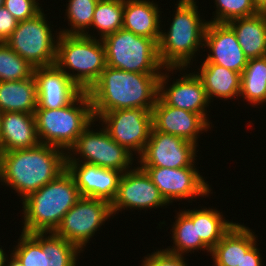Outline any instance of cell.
I'll use <instances>...</instances> for the list:
<instances>
[{
	"mask_svg": "<svg viewBox=\"0 0 266 266\" xmlns=\"http://www.w3.org/2000/svg\"><path fill=\"white\" fill-rule=\"evenodd\" d=\"M160 74L130 72L106 65L97 82L87 91L94 119L118 109L152 111L159 94Z\"/></svg>",
	"mask_w": 266,
	"mask_h": 266,
	"instance_id": "1",
	"label": "cell"
},
{
	"mask_svg": "<svg viewBox=\"0 0 266 266\" xmlns=\"http://www.w3.org/2000/svg\"><path fill=\"white\" fill-rule=\"evenodd\" d=\"M66 158L64 150L42 143L29 149L0 152V182L15 190L23 201L63 173Z\"/></svg>",
	"mask_w": 266,
	"mask_h": 266,
	"instance_id": "2",
	"label": "cell"
},
{
	"mask_svg": "<svg viewBox=\"0 0 266 266\" xmlns=\"http://www.w3.org/2000/svg\"><path fill=\"white\" fill-rule=\"evenodd\" d=\"M175 6L169 30H161L159 59L165 68H190L196 53L204 49L208 21L201 19L196 0H178Z\"/></svg>",
	"mask_w": 266,
	"mask_h": 266,
	"instance_id": "3",
	"label": "cell"
},
{
	"mask_svg": "<svg viewBox=\"0 0 266 266\" xmlns=\"http://www.w3.org/2000/svg\"><path fill=\"white\" fill-rule=\"evenodd\" d=\"M80 197L75 180L66 169L22 201V232H54Z\"/></svg>",
	"mask_w": 266,
	"mask_h": 266,
	"instance_id": "4",
	"label": "cell"
},
{
	"mask_svg": "<svg viewBox=\"0 0 266 266\" xmlns=\"http://www.w3.org/2000/svg\"><path fill=\"white\" fill-rule=\"evenodd\" d=\"M34 116L39 142L66 153L94 120L90 96L85 91L63 108H36Z\"/></svg>",
	"mask_w": 266,
	"mask_h": 266,
	"instance_id": "5",
	"label": "cell"
},
{
	"mask_svg": "<svg viewBox=\"0 0 266 266\" xmlns=\"http://www.w3.org/2000/svg\"><path fill=\"white\" fill-rule=\"evenodd\" d=\"M93 35L60 33L57 41L55 65L85 92L97 82L106 67L102 40Z\"/></svg>",
	"mask_w": 266,
	"mask_h": 266,
	"instance_id": "6",
	"label": "cell"
},
{
	"mask_svg": "<svg viewBox=\"0 0 266 266\" xmlns=\"http://www.w3.org/2000/svg\"><path fill=\"white\" fill-rule=\"evenodd\" d=\"M101 40L109 67L137 73H162L165 68L154 39L121 28Z\"/></svg>",
	"mask_w": 266,
	"mask_h": 266,
	"instance_id": "7",
	"label": "cell"
},
{
	"mask_svg": "<svg viewBox=\"0 0 266 266\" xmlns=\"http://www.w3.org/2000/svg\"><path fill=\"white\" fill-rule=\"evenodd\" d=\"M96 121L94 119L77 137L75 144L66 153V162H85L122 173L131 170L136 161L134 155L114 141L104 127L93 131L91 126Z\"/></svg>",
	"mask_w": 266,
	"mask_h": 266,
	"instance_id": "8",
	"label": "cell"
},
{
	"mask_svg": "<svg viewBox=\"0 0 266 266\" xmlns=\"http://www.w3.org/2000/svg\"><path fill=\"white\" fill-rule=\"evenodd\" d=\"M45 15L42 10L35 17L18 22L5 42L34 68L53 66L56 62L60 32L54 33V36L53 27L49 25Z\"/></svg>",
	"mask_w": 266,
	"mask_h": 266,
	"instance_id": "9",
	"label": "cell"
},
{
	"mask_svg": "<svg viewBox=\"0 0 266 266\" xmlns=\"http://www.w3.org/2000/svg\"><path fill=\"white\" fill-rule=\"evenodd\" d=\"M113 216L111 204L103 199L81 196L54 231L83 253L90 238Z\"/></svg>",
	"mask_w": 266,
	"mask_h": 266,
	"instance_id": "10",
	"label": "cell"
},
{
	"mask_svg": "<svg viewBox=\"0 0 266 266\" xmlns=\"http://www.w3.org/2000/svg\"><path fill=\"white\" fill-rule=\"evenodd\" d=\"M109 136L133 155L140 156L153 127L152 111L145 108L118 109L105 112L97 119ZM104 125V126H103Z\"/></svg>",
	"mask_w": 266,
	"mask_h": 266,
	"instance_id": "11",
	"label": "cell"
},
{
	"mask_svg": "<svg viewBox=\"0 0 266 266\" xmlns=\"http://www.w3.org/2000/svg\"><path fill=\"white\" fill-rule=\"evenodd\" d=\"M196 166L182 168L140 167L157 186L168 204L181 200L195 199L197 196H209L212 189Z\"/></svg>",
	"mask_w": 266,
	"mask_h": 266,
	"instance_id": "12",
	"label": "cell"
},
{
	"mask_svg": "<svg viewBox=\"0 0 266 266\" xmlns=\"http://www.w3.org/2000/svg\"><path fill=\"white\" fill-rule=\"evenodd\" d=\"M198 145L179 136L156 131L153 127L142 154L139 167L182 168L195 166Z\"/></svg>",
	"mask_w": 266,
	"mask_h": 266,
	"instance_id": "13",
	"label": "cell"
},
{
	"mask_svg": "<svg viewBox=\"0 0 266 266\" xmlns=\"http://www.w3.org/2000/svg\"><path fill=\"white\" fill-rule=\"evenodd\" d=\"M174 70L180 71L182 76L169 85L168 80L171 76L169 73L172 72L171 74H173ZM183 70L184 72L185 70L189 71L187 68H164L165 72L163 71L159 78L158 96L167 105L200 114L211 124L212 122H209V114H207V108L210 105V101L207 97L202 81L195 72L187 74L186 72L183 73Z\"/></svg>",
	"mask_w": 266,
	"mask_h": 266,
	"instance_id": "14",
	"label": "cell"
},
{
	"mask_svg": "<svg viewBox=\"0 0 266 266\" xmlns=\"http://www.w3.org/2000/svg\"><path fill=\"white\" fill-rule=\"evenodd\" d=\"M169 206L151 181L147 173L139 166L122 173L118 184V191L111 203L113 216L122 209H152Z\"/></svg>",
	"mask_w": 266,
	"mask_h": 266,
	"instance_id": "15",
	"label": "cell"
},
{
	"mask_svg": "<svg viewBox=\"0 0 266 266\" xmlns=\"http://www.w3.org/2000/svg\"><path fill=\"white\" fill-rule=\"evenodd\" d=\"M208 48L203 62H210L242 73L248 58L240 47L236 34L227 23L208 22L204 35V48ZM212 53V54H211Z\"/></svg>",
	"mask_w": 266,
	"mask_h": 266,
	"instance_id": "16",
	"label": "cell"
},
{
	"mask_svg": "<svg viewBox=\"0 0 266 266\" xmlns=\"http://www.w3.org/2000/svg\"><path fill=\"white\" fill-rule=\"evenodd\" d=\"M152 124L156 131L179 136L196 145L199 135L211 130L210 123L200 114L167 105L159 96L152 109Z\"/></svg>",
	"mask_w": 266,
	"mask_h": 266,
	"instance_id": "17",
	"label": "cell"
},
{
	"mask_svg": "<svg viewBox=\"0 0 266 266\" xmlns=\"http://www.w3.org/2000/svg\"><path fill=\"white\" fill-rule=\"evenodd\" d=\"M66 169L74 178L80 196L112 203L122 172L85 162H66Z\"/></svg>",
	"mask_w": 266,
	"mask_h": 266,
	"instance_id": "18",
	"label": "cell"
},
{
	"mask_svg": "<svg viewBox=\"0 0 266 266\" xmlns=\"http://www.w3.org/2000/svg\"><path fill=\"white\" fill-rule=\"evenodd\" d=\"M37 108L58 109L69 105L82 90L56 65L34 68Z\"/></svg>",
	"mask_w": 266,
	"mask_h": 266,
	"instance_id": "19",
	"label": "cell"
},
{
	"mask_svg": "<svg viewBox=\"0 0 266 266\" xmlns=\"http://www.w3.org/2000/svg\"><path fill=\"white\" fill-rule=\"evenodd\" d=\"M39 143L34 114L25 112L2 113L0 152L29 149Z\"/></svg>",
	"mask_w": 266,
	"mask_h": 266,
	"instance_id": "20",
	"label": "cell"
},
{
	"mask_svg": "<svg viewBox=\"0 0 266 266\" xmlns=\"http://www.w3.org/2000/svg\"><path fill=\"white\" fill-rule=\"evenodd\" d=\"M160 14V7L154 1L124 0L122 28L135 35L154 39L158 43L163 28L160 27Z\"/></svg>",
	"mask_w": 266,
	"mask_h": 266,
	"instance_id": "21",
	"label": "cell"
},
{
	"mask_svg": "<svg viewBox=\"0 0 266 266\" xmlns=\"http://www.w3.org/2000/svg\"><path fill=\"white\" fill-rule=\"evenodd\" d=\"M255 243L257 235L249 227L235 223L221 240L211 249L212 266H238Z\"/></svg>",
	"mask_w": 266,
	"mask_h": 266,
	"instance_id": "22",
	"label": "cell"
},
{
	"mask_svg": "<svg viewBox=\"0 0 266 266\" xmlns=\"http://www.w3.org/2000/svg\"><path fill=\"white\" fill-rule=\"evenodd\" d=\"M197 69L196 75L202 81L210 103L213 97L221 100L240 97V73L210 62H202Z\"/></svg>",
	"mask_w": 266,
	"mask_h": 266,
	"instance_id": "23",
	"label": "cell"
},
{
	"mask_svg": "<svg viewBox=\"0 0 266 266\" xmlns=\"http://www.w3.org/2000/svg\"><path fill=\"white\" fill-rule=\"evenodd\" d=\"M227 24L248 59L266 56V13L237 18Z\"/></svg>",
	"mask_w": 266,
	"mask_h": 266,
	"instance_id": "24",
	"label": "cell"
},
{
	"mask_svg": "<svg viewBox=\"0 0 266 266\" xmlns=\"http://www.w3.org/2000/svg\"><path fill=\"white\" fill-rule=\"evenodd\" d=\"M38 105L37 84L34 75L25 80L0 82V112L34 114Z\"/></svg>",
	"mask_w": 266,
	"mask_h": 266,
	"instance_id": "25",
	"label": "cell"
},
{
	"mask_svg": "<svg viewBox=\"0 0 266 266\" xmlns=\"http://www.w3.org/2000/svg\"><path fill=\"white\" fill-rule=\"evenodd\" d=\"M192 221L196 223L197 239H201L212 249L221 238L235 224L226 220L223 213L210 207L201 209H185L183 211Z\"/></svg>",
	"mask_w": 266,
	"mask_h": 266,
	"instance_id": "26",
	"label": "cell"
},
{
	"mask_svg": "<svg viewBox=\"0 0 266 266\" xmlns=\"http://www.w3.org/2000/svg\"><path fill=\"white\" fill-rule=\"evenodd\" d=\"M240 96L252 107L266 102V56L248 59L241 73Z\"/></svg>",
	"mask_w": 266,
	"mask_h": 266,
	"instance_id": "27",
	"label": "cell"
},
{
	"mask_svg": "<svg viewBox=\"0 0 266 266\" xmlns=\"http://www.w3.org/2000/svg\"><path fill=\"white\" fill-rule=\"evenodd\" d=\"M172 224L173 247L164 249L165 251L175 255H186V253H194V250H202L211 253V249L201 240L197 239L196 223L180 210ZM171 247V248H170ZM185 253V254H184Z\"/></svg>",
	"mask_w": 266,
	"mask_h": 266,
	"instance_id": "28",
	"label": "cell"
},
{
	"mask_svg": "<svg viewBox=\"0 0 266 266\" xmlns=\"http://www.w3.org/2000/svg\"><path fill=\"white\" fill-rule=\"evenodd\" d=\"M41 247L46 252V266H76L82 252L54 232H41Z\"/></svg>",
	"mask_w": 266,
	"mask_h": 266,
	"instance_id": "29",
	"label": "cell"
},
{
	"mask_svg": "<svg viewBox=\"0 0 266 266\" xmlns=\"http://www.w3.org/2000/svg\"><path fill=\"white\" fill-rule=\"evenodd\" d=\"M124 0H99L91 23L99 38L115 33L123 26Z\"/></svg>",
	"mask_w": 266,
	"mask_h": 266,
	"instance_id": "30",
	"label": "cell"
},
{
	"mask_svg": "<svg viewBox=\"0 0 266 266\" xmlns=\"http://www.w3.org/2000/svg\"><path fill=\"white\" fill-rule=\"evenodd\" d=\"M99 0H69L66 7L70 29H60L61 34L88 36L94 16V10ZM88 29V31H87Z\"/></svg>",
	"mask_w": 266,
	"mask_h": 266,
	"instance_id": "31",
	"label": "cell"
},
{
	"mask_svg": "<svg viewBox=\"0 0 266 266\" xmlns=\"http://www.w3.org/2000/svg\"><path fill=\"white\" fill-rule=\"evenodd\" d=\"M34 75V67L5 42H0V82L25 80Z\"/></svg>",
	"mask_w": 266,
	"mask_h": 266,
	"instance_id": "32",
	"label": "cell"
},
{
	"mask_svg": "<svg viewBox=\"0 0 266 266\" xmlns=\"http://www.w3.org/2000/svg\"><path fill=\"white\" fill-rule=\"evenodd\" d=\"M12 254L23 266H46V252L41 247V232H21Z\"/></svg>",
	"mask_w": 266,
	"mask_h": 266,
	"instance_id": "33",
	"label": "cell"
},
{
	"mask_svg": "<svg viewBox=\"0 0 266 266\" xmlns=\"http://www.w3.org/2000/svg\"><path fill=\"white\" fill-rule=\"evenodd\" d=\"M216 11L208 22L228 23L237 18L257 14L252 0H214ZM216 14V15H215Z\"/></svg>",
	"mask_w": 266,
	"mask_h": 266,
	"instance_id": "34",
	"label": "cell"
},
{
	"mask_svg": "<svg viewBox=\"0 0 266 266\" xmlns=\"http://www.w3.org/2000/svg\"><path fill=\"white\" fill-rule=\"evenodd\" d=\"M39 0H4V7L18 21H24L35 17L43 8L39 6Z\"/></svg>",
	"mask_w": 266,
	"mask_h": 266,
	"instance_id": "35",
	"label": "cell"
},
{
	"mask_svg": "<svg viewBox=\"0 0 266 266\" xmlns=\"http://www.w3.org/2000/svg\"><path fill=\"white\" fill-rule=\"evenodd\" d=\"M184 256L171 254L164 249L147 254L141 266H187Z\"/></svg>",
	"mask_w": 266,
	"mask_h": 266,
	"instance_id": "36",
	"label": "cell"
},
{
	"mask_svg": "<svg viewBox=\"0 0 266 266\" xmlns=\"http://www.w3.org/2000/svg\"><path fill=\"white\" fill-rule=\"evenodd\" d=\"M18 21L3 6L0 8V42H6L16 29Z\"/></svg>",
	"mask_w": 266,
	"mask_h": 266,
	"instance_id": "37",
	"label": "cell"
},
{
	"mask_svg": "<svg viewBox=\"0 0 266 266\" xmlns=\"http://www.w3.org/2000/svg\"><path fill=\"white\" fill-rule=\"evenodd\" d=\"M258 245L255 243L245 254H243L242 261L238 266H262L263 259Z\"/></svg>",
	"mask_w": 266,
	"mask_h": 266,
	"instance_id": "38",
	"label": "cell"
},
{
	"mask_svg": "<svg viewBox=\"0 0 266 266\" xmlns=\"http://www.w3.org/2000/svg\"><path fill=\"white\" fill-rule=\"evenodd\" d=\"M252 3L258 13H266V0H252Z\"/></svg>",
	"mask_w": 266,
	"mask_h": 266,
	"instance_id": "39",
	"label": "cell"
},
{
	"mask_svg": "<svg viewBox=\"0 0 266 266\" xmlns=\"http://www.w3.org/2000/svg\"><path fill=\"white\" fill-rule=\"evenodd\" d=\"M8 258L9 257H7L5 261V266H23L21 262L12 253L10 254V260H8Z\"/></svg>",
	"mask_w": 266,
	"mask_h": 266,
	"instance_id": "40",
	"label": "cell"
},
{
	"mask_svg": "<svg viewBox=\"0 0 266 266\" xmlns=\"http://www.w3.org/2000/svg\"><path fill=\"white\" fill-rule=\"evenodd\" d=\"M7 257L8 256L6 255L2 247H0V266H5V261Z\"/></svg>",
	"mask_w": 266,
	"mask_h": 266,
	"instance_id": "41",
	"label": "cell"
},
{
	"mask_svg": "<svg viewBox=\"0 0 266 266\" xmlns=\"http://www.w3.org/2000/svg\"><path fill=\"white\" fill-rule=\"evenodd\" d=\"M4 5V0H0V8L3 7Z\"/></svg>",
	"mask_w": 266,
	"mask_h": 266,
	"instance_id": "42",
	"label": "cell"
},
{
	"mask_svg": "<svg viewBox=\"0 0 266 266\" xmlns=\"http://www.w3.org/2000/svg\"><path fill=\"white\" fill-rule=\"evenodd\" d=\"M1 117H2V113L0 112V131H1Z\"/></svg>",
	"mask_w": 266,
	"mask_h": 266,
	"instance_id": "43",
	"label": "cell"
}]
</instances>
